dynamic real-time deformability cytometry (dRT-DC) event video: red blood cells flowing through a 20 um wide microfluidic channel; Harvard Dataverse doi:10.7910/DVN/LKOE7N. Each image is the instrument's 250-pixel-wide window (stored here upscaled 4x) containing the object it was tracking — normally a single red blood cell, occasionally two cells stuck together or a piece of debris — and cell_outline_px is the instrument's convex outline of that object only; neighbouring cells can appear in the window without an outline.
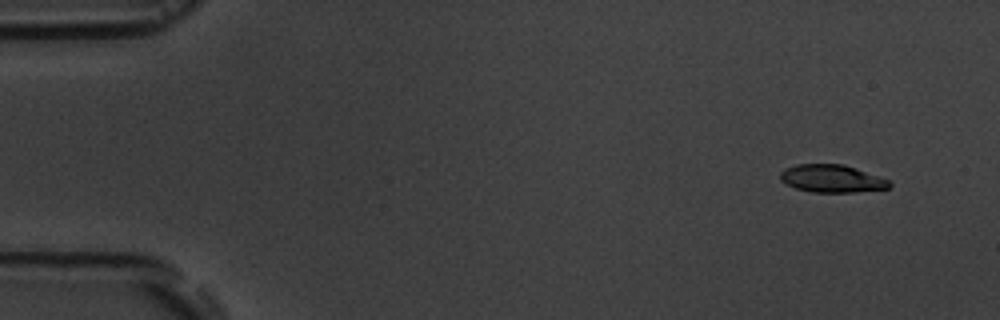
{"species": "common noctule bat (a hibernating species)", "species_latin": "Nyctalus noctula", "temperature_condition": "room temperature", "stored_images_in_passage": 4, "camera_frame_rate_fps": 3000, "um_per_image_px": 0.085, "animal": {"sex": "male", "body_mass_g": 19.5, "forearm_length_mm": 54.6}, "frame": {"image": 1, "passage_image": 1, "time_ms": 0.0, "image_size_px": [1000, 320], "cell_outline_px": [[892, 184], [888, 188], [856, 192], [812, 192], [796, 188], [784, 184], [780, 180], [780, 172], [784, 168], [796, 164], [844, 164], [888, 180]], "centroid_in_image_um": [70.64, 15.18], "position_along_channel_um": 14.4, "area_um2": 17.57}}
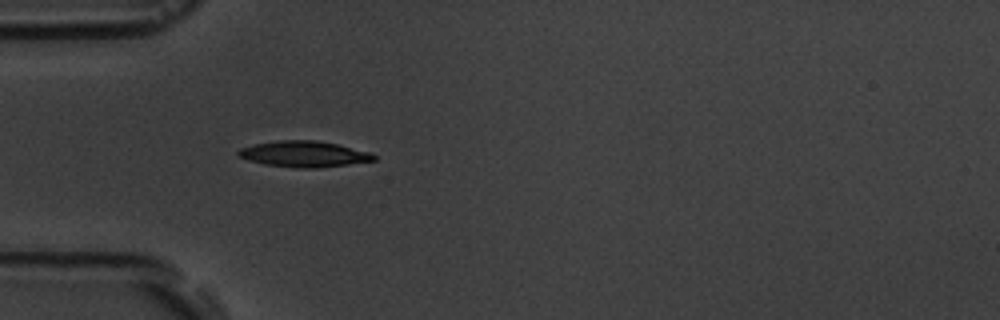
{"frame": {"image": 2, "passage_image": 4, "time_ms": 4.333, "image_size_px": [1000, 320], "cell_outline_px": [[376, 160], [316, 168], [300, 168], [264, 164], [248, 160], [236, 156], [236, 152], [240, 148], [252, 144], [280, 140], [316, 140], [336, 144], [372, 152], [376, 156]], "centroid_in_image_um": [25.8, 13.08], "position_along_channel_um": 59.2, "area_um2": 20.52}}